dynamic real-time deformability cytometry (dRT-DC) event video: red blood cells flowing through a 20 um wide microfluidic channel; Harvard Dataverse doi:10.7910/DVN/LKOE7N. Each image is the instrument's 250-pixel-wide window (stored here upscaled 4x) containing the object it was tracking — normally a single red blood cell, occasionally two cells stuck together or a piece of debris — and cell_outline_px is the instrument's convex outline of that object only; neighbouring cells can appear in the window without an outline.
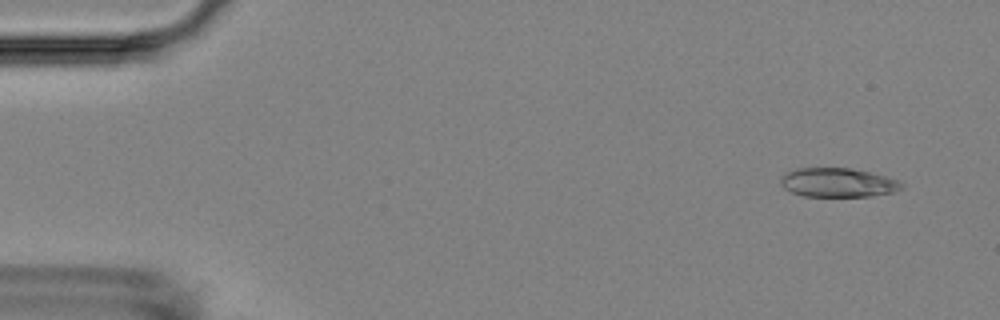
{"species": "Egyptian fruit bat (a non-hibernating species)", "species_latin": "Rousettus aegyptiacus", "temperature_condition": "room temperature", "stored_images_in_passage": 5, "camera_frame_rate_fps": 3000, "um_per_image_px": 0.085, "animal": {"sex": "female"}, "frame": {"image": 1, "passage_image": 1, "time_ms": 0.0, "image_size_px": [1000, 320], "cell_outline_px": [[904, 188], [892, 192], [872, 196], [804, 196], [792, 192], [784, 188], [780, 184], [780, 176], [784, 172], [796, 168], [852, 168], [900, 180], [904, 184]], "centroid_in_image_um": [71.2, 15.51], "position_along_channel_um": 13.8, "area_um2": 20.63}}